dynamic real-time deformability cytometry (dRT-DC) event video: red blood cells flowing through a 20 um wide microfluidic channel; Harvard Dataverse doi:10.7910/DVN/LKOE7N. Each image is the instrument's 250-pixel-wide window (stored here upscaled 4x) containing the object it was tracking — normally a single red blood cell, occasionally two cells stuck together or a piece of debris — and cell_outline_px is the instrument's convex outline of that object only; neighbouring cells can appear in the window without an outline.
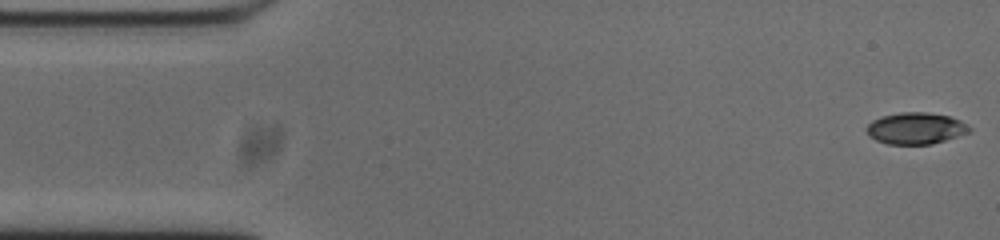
{"species": "common noctule bat (a hibernating species)", "species_latin": "Nyctalus noctula", "temperature_condition": "cold", "stored_images_in_passage": 53, "camera_frame_rate_fps": 3000, "um_per_image_px": 0.085, "animal": {"sex": "male", "body_mass_g": 20.0, "forearm_length_mm": 53.3}, "frame": {"image": 1, "passage_image": 1, "time_ms": 0.0, "image_size_px": [1000, 240], "cell_outline_px": [[972, 132], [932, 144], [888, 144], [876, 140], [868, 136], [864, 128], [872, 120], [884, 116], [900, 112], [928, 112], [948, 116], [960, 120], [972, 128]], "centroid_in_image_um": [77.84, 10.91], "position_along_channel_um": 7.2, "area_um2": 19.07}}
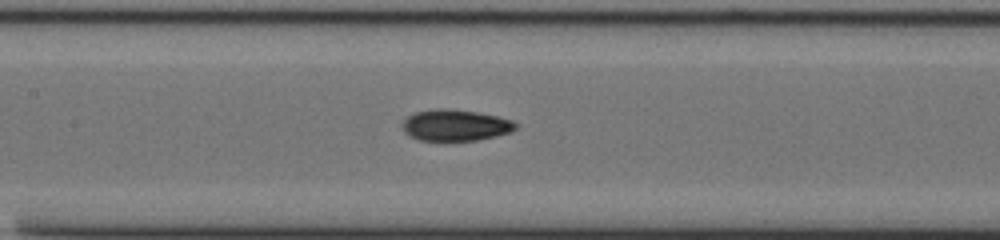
{"frame": {"image": 2, "passage_image": 23, "time_ms": 7.333, "image_size_px": [1000, 240], "cell_outline_px": [[516, 128], [512, 132], [496, 136], [476, 140], [420, 140], [404, 132], [400, 124], [408, 116], [416, 112], [436, 108], [448, 108], [476, 112], [496, 116], [512, 120], [516, 124]], "centroid_in_image_um": [38.69, 10.63], "position_along_channel_um": 168.7, "area_um2": 20.58}}
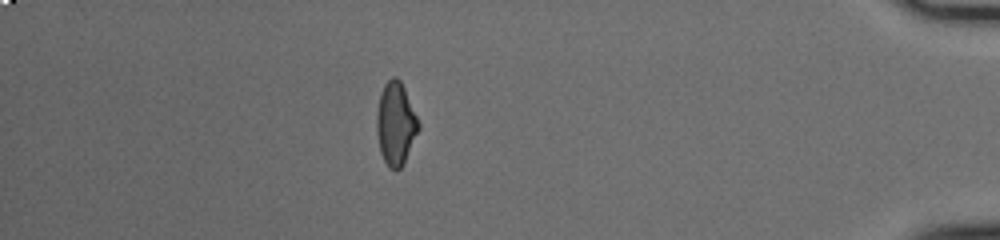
{"frame": {"image": 3, "passage_image": 46, "time_ms": 15.0, "image_size_px": [1000, 240], "cell_outline_px": [[420, 128], [404, 164], [396, 172], [388, 168], [380, 152], [376, 132], [376, 112], [380, 92], [384, 84], [392, 76], [396, 76], [400, 80], [404, 88], [420, 124]], "centroid_in_image_um": [33.62, 10.54], "position_along_channel_um": 401.6, "area_um2": 20.52}, "authors_computed_cell_mechanics": {"area_um2": 19.941, "velocity_mm_per_s": 3.7558, "shape_relaxation_time_tau1_ms": 9.7153, "shape_relaxation_time_tau2_ms": 2.4514, "deformation_change_tau1": 0.2261, "deformation_change_tau2": 0.0781}}